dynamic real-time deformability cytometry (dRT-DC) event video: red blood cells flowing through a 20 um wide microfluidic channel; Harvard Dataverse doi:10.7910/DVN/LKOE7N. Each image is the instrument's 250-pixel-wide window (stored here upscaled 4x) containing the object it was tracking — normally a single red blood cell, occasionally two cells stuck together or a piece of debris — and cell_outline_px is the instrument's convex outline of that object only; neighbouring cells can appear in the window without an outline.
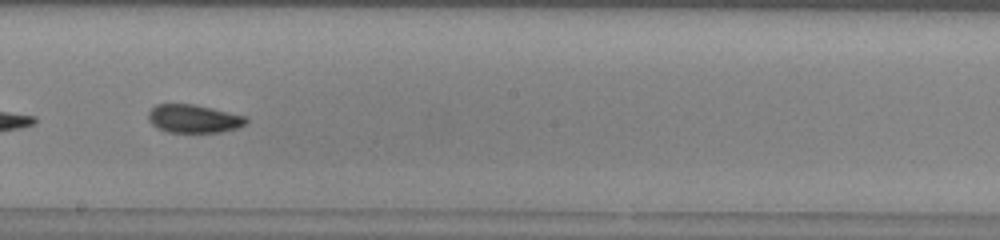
{"species": "common noctule bat (a hibernating species)", "species_latin": "Nyctalus noctula", "temperature_condition": "warm", "stored_images_in_passage": 41, "camera_frame_rate_fps": 3000, "um_per_image_px": 0.085, "animal": {"sex": "male", "body_mass_g": 13.0, "forearm_length_mm": 53.1}, "frame": {"image": 1, "passage_image": 18, "time_ms": 5.667, "image_size_px": [1000, 240], "cell_outline_px": [[248, 124], [236, 128], [220, 132], [168, 132], [156, 128], [148, 120], [148, 112], [156, 104], [192, 104], [212, 108], [248, 116]], "centroid_in_image_um": [16.48, 10.09], "position_along_channel_um": 231.7, "area_um2": 16.24}}
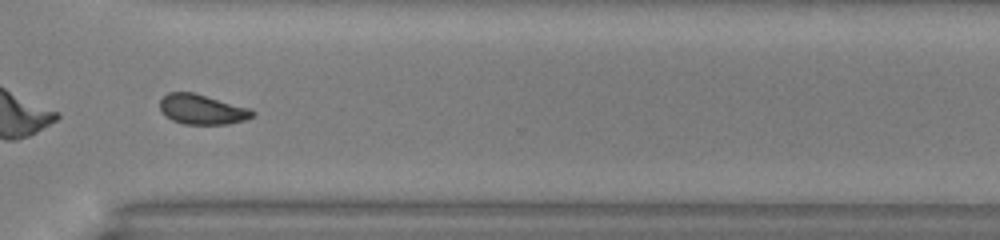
{"frame": {"image": 2, "passage_image": 27, "time_ms": 8.667, "image_size_px": [1000, 240], "cell_outline_px": [[256, 116], [244, 120], [228, 124], [184, 124], [172, 120], [164, 116], [160, 108], [160, 100], [168, 92], [192, 92], [252, 108], [256, 112]], "centroid_in_image_um": [17.21, 9.3], "position_along_channel_um": 353.4, "area_um2": 16.36}}
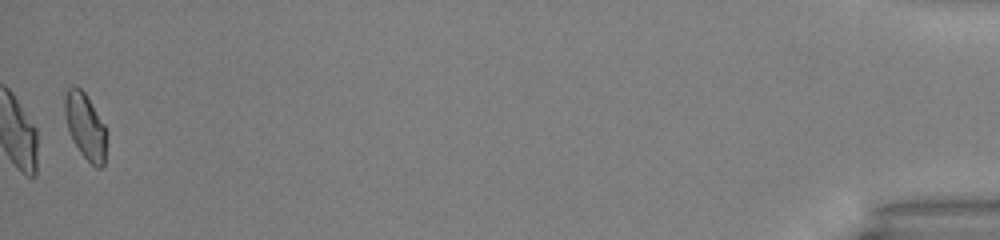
{"frame": {"image": 3, "passage_image": 40, "time_ms": 13.0, "image_size_px": [1000, 240], "cell_outline_px": [[108, 132], [104, 164], [100, 168], [96, 168], [80, 152], [72, 140], [64, 116], [64, 96], [68, 88], [72, 84], [76, 84], [84, 92], [104, 124]], "centroid_in_image_um": [7.25, 10.72], "position_along_channel_um": 427.9, "area_um2": 16.3}, "authors_computed_cell_mechanics": {"area_um2": 16.4152, "velocity_mm_per_s": 4.0423, "shape_relaxation_time_tau1_ms": 2.82, "shape_relaxation_time_tau2_ms": 2.7837, "deformation_change_tau1": 0.0913, "deformation_change_tau2": 0.0746}}